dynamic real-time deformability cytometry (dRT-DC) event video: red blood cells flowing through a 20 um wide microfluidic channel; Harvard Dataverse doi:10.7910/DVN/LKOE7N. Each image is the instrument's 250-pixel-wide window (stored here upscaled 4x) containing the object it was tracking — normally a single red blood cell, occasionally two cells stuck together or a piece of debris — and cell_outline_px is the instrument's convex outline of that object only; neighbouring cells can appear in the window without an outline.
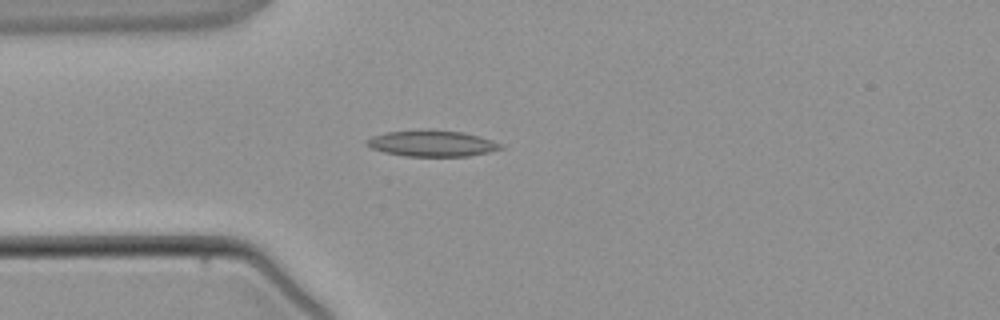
{"species": "common noctule bat (a hibernating species)", "species_latin": "Nyctalus noctula", "temperature_condition": "warm", "stored_images_in_passage": 2, "camera_frame_rate_fps": 3000, "um_per_image_px": 0.085, "animal": {"sex": "male", "body_mass_g": 21.5, "forearm_length_mm": 52.0}, "frame": {"image": 1, "passage_image": 2, "time_ms": 1.0, "image_size_px": [1000, 320], "cell_outline_px": [[504, 148], [488, 152], [468, 156], [404, 156], [384, 152], [372, 148], [364, 140], [372, 136], [388, 132], [464, 132], [492, 140], [500, 144]], "centroid_in_image_um": [36.73, 12.23], "position_along_channel_um": 48.3, "area_um2": 19.42}}